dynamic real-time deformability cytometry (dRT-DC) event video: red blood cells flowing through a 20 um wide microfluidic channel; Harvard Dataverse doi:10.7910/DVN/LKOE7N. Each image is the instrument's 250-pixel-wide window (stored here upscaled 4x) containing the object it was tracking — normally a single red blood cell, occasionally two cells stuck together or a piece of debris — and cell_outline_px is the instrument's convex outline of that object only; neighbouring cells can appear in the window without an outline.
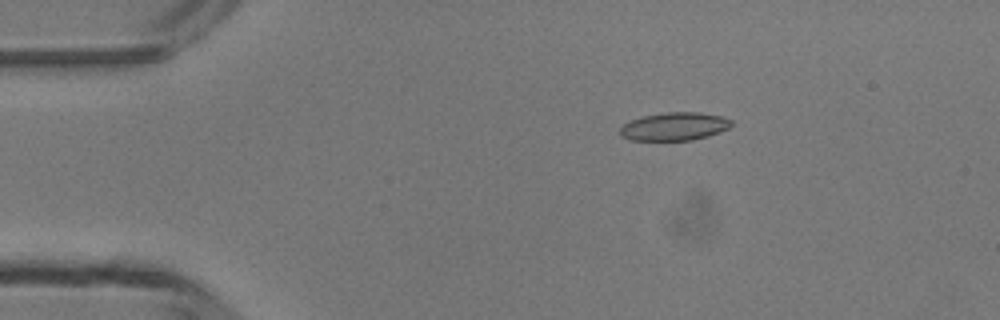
{"species": "common noctule bat (a hibernating species)", "species_latin": "Nyctalus noctula", "temperature_condition": "room temperature", "stored_images_in_passage": 5, "camera_frame_rate_fps": 3000, "um_per_image_px": 0.085, "animal": {"sex": "male", "body_mass_g": 13.3}, "frame": {"image": 1, "passage_image": 3, "time_ms": 2.333, "image_size_px": [1000, 320], "cell_outline_px": [[732, 124], [728, 128], [708, 136], [692, 140], [632, 140], [620, 136], [620, 128], [624, 124], [632, 120], [644, 116], [668, 112], [700, 112], [720, 116], [732, 120]], "centroid_in_image_um": [57.33, 10.75], "position_along_channel_um": 27.7, "area_um2": 18.03}}
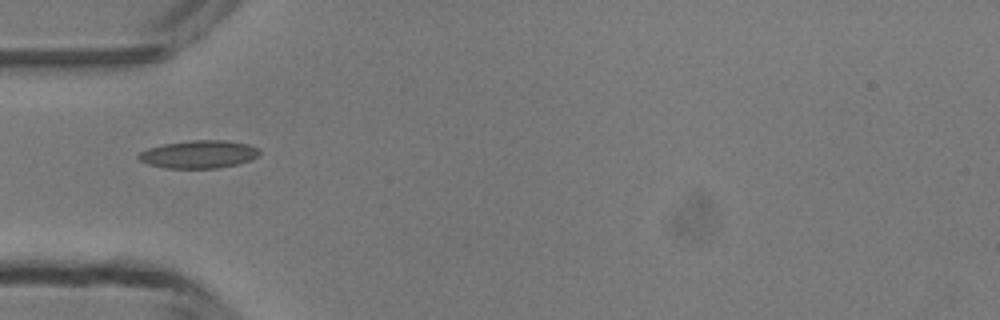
{"frame": {"image": 2, "passage_image": 5, "time_ms": 4.667, "image_size_px": [1000, 320], "cell_outline_px": [[260, 152], [256, 156], [248, 160], [236, 164], [220, 168], [164, 168], [148, 164], [140, 160], [136, 156], [140, 152], [148, 148], [164, 144], [192, 140], [228, 140], [248, 144], [260, 148]], "centroid_in_image_um": [16.89, 13.11], "position_along_channel_um": 68.1, "area_um2": 19.59}}